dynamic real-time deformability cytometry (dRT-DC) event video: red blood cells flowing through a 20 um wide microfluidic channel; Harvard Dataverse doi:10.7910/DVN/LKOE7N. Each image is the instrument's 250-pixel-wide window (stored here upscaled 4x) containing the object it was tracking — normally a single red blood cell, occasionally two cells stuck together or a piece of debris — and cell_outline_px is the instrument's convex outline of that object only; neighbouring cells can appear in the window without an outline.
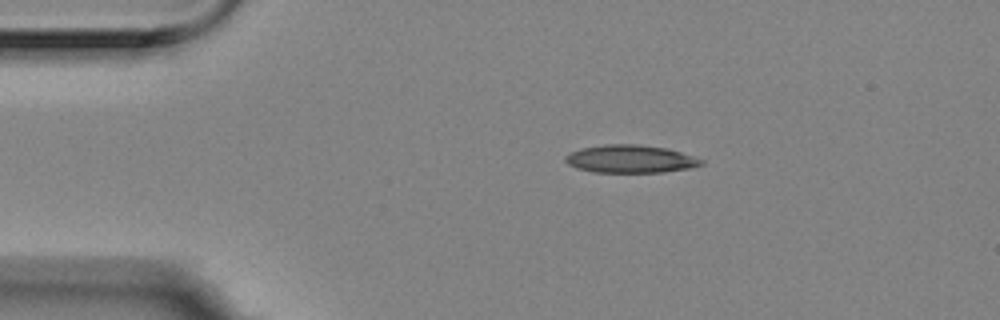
{"species": "Egyptian fruit bat (a non-hibernating species)", "species_latin": "Rousettus aegyptiacus", "temperature_condition": "room temperature", "stored_images_in_passage": 4, "camera_frame_rate_fps": 3000, "um_per_image_px": 0.085, "animal": {"sex": "female"}, "frame": {"image": 1, "passage_image": 1, "time_ms": 0.0, "image_size_px": [1000, 320], "cell_outline_px": [[704, 164], [688, 168], [664, 172], [592, 172], [576, 168], [568, 164], [564, 160], [564, 156], [580, 148], [604, 144], [640, 144], [668, 148], [704, 160]], "centroid_in_image_um": [53.56, 13.5], "position_along_channel_um": 31.4, "area_um2": 22.14}}
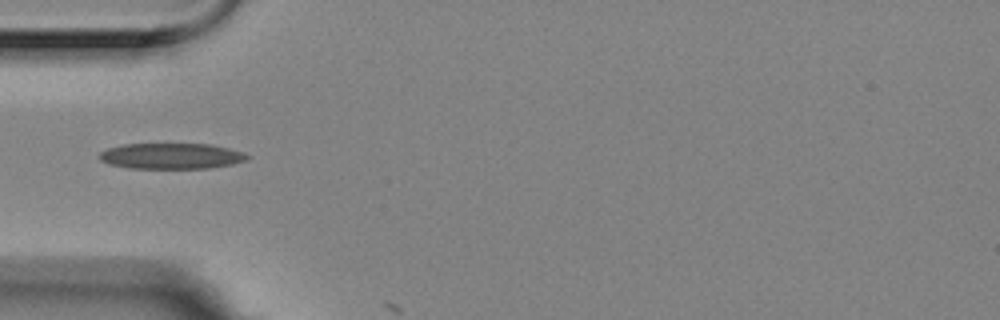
{"frame": {"image": 2, "passage_image": 3, "time_ms": 0.667, "image_size_px": [1000, 320], "cell_outline_px": [[252, 156], [248, 160], [232, 164], [208, 168], [128, 168], [108, 164], [100, 160], [96, 156], [100, 152], [108, 148], [124, 144], [208, 144], [228, 148], [244, 152]], "centroid_in_image_um": [14.55, 13.26], "position_along_channel_um": 70.4, "area_um2": 22.37}}